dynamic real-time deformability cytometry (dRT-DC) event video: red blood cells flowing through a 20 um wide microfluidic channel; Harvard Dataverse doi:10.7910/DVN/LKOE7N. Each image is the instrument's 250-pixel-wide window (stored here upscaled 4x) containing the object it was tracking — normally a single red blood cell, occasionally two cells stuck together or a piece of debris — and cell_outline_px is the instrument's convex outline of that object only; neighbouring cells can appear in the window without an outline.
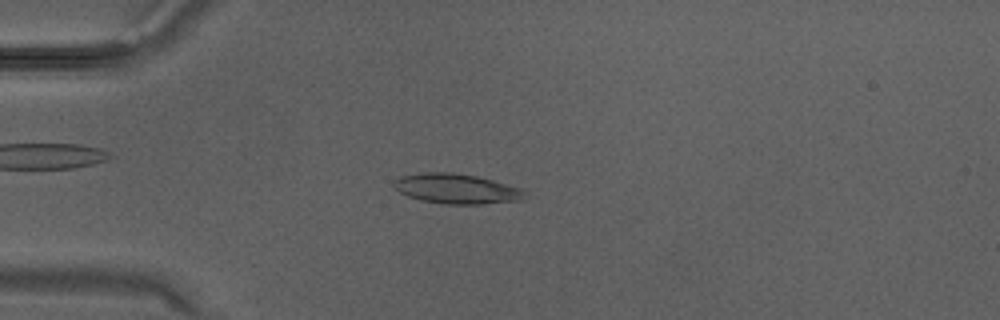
{"species": "Egyptian fruit bat (a non-hibernating species)", "species_latin": "Rousettus aegyptiacus", "temperature_condition": "warm", "stored_images_in_passage": 32, "camera_frame_rate_fps": 3000, "um_per_image_px": 0.085, "animal": {"sex": "male"}, "frame": {"image": 1, "passage_image": 8, "time_ms": 2.333, "image_size_px": [1000, 320], "cell_outline_px": [[528, 196], [520, 200], [480, 204], [440, 204], [420, 200], [408, 196], [400, 192], [392, 184], [400, 176], [420, 172], [452, 172], [476, 176], [492, 180], [520, 188], [528, 192]], "centroid_in_image_um": [38.8, 16.04], "position_along_channel_um": 46.2, "area_um2": 22.95}}
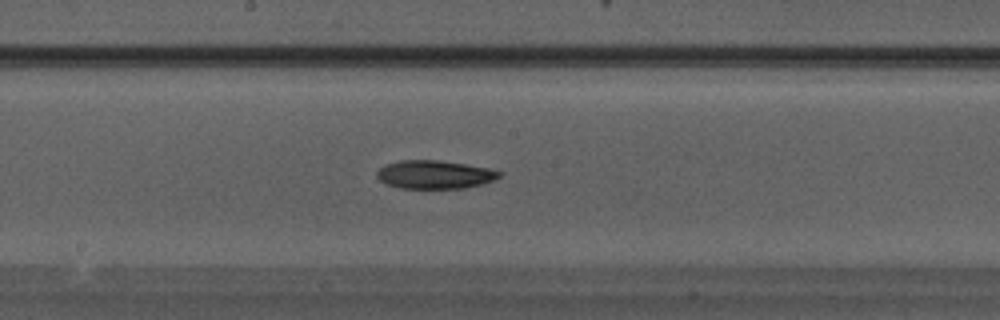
{"frame": {"image": 2, "passage_image": 17, "time_ms": 5.333, "image_size_px": [1000, 320], "cell_outline_px": [[504, 172], [500, 176], [492, 180], [480, 184], [464, 188], [400, 188], [388, 184], [380, 180], [376, 176], [376, 172], [380, 168], [388, 164], [400, 160], [436, 160], [464, 164], [488, 168]], "centroid_in_image_um": [36.94, 14.83], "position_along_channel_um": 211.3, "area_um2": 19.94}}
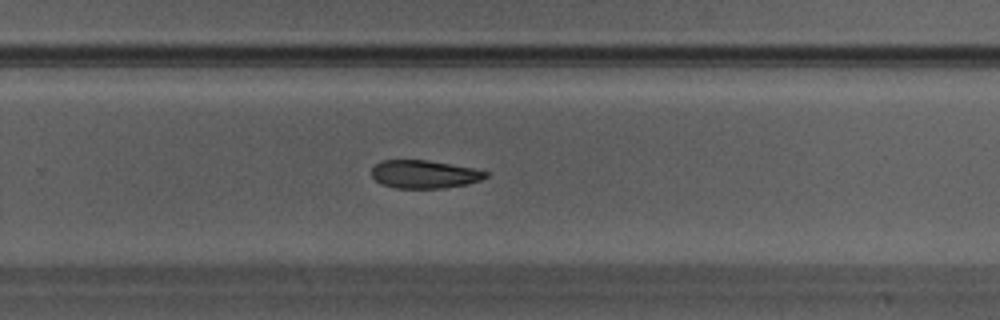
{"frame": {"image": 3, "passage_image": 21, "time_ms": 6.667, "image_size_px": [1000, 320], "cell_outline_px": [[488, 176], [480, 180], [468, 184], [444, 188], [396, 188], [380, 184], [372, 176], [372, 168], [380, 160], [428, 160], [472, 168], [488, 172]], "centroid_in_image_um": [36.05, 14.81], "position_along_channel_um": 293.7, "area_um2": 18.67}}